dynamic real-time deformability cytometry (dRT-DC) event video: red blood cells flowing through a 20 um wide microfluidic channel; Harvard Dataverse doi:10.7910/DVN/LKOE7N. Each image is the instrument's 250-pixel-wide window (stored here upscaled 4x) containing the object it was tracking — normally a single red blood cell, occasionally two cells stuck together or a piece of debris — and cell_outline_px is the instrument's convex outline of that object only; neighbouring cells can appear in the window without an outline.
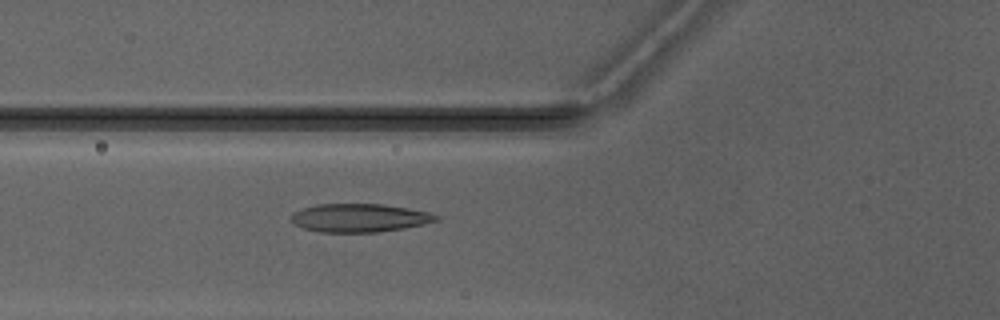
{"species": "Egyptian fruit bat (a non-hibernating species)", "species_latin": "Rousettus aegyptiacus", "temperature_condition": "warm", "stored_images_in_passage": 4, "camera_frame_rate_fps": 3000, "um_per_image_px": 0.085, "animal": {"sex": "male"}, "frame": {"image": 1, "passage_image": 4, "time_ms": 3.667, "image_size_px": [1000, 320], "cell_outline_px": [[440, 220], [424, 224], [404, 228], [380, 232], [320, 232], [304, 228], [296, 224], [292, 220], [292, 216], [296, 212], [304, 208], [316, 204], [384, 204], [408, 208], [428, 212], [440, 216]], "centroid_in_image_um": [30.62, 18.52], "position_along_channel_um": 95.2, "area_um2": 23.81}}